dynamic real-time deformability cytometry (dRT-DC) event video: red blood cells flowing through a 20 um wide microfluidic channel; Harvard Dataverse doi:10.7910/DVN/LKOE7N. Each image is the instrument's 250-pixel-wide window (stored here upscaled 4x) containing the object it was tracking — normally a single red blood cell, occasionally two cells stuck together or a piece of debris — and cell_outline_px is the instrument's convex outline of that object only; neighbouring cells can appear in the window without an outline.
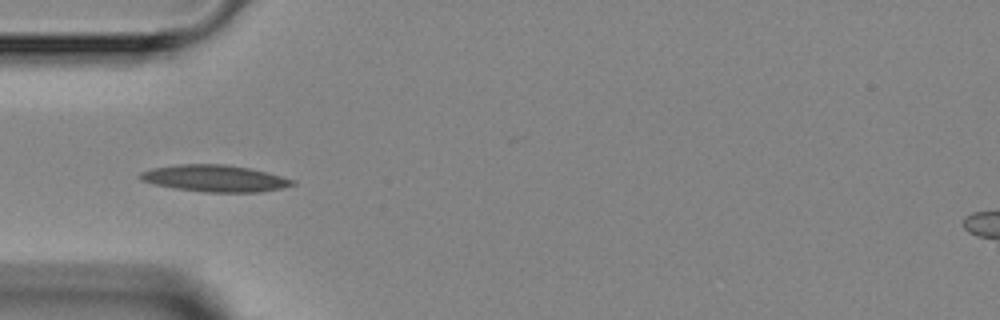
{"species": "Egyptian fruit bat (a non-hibernating species)", "species_latin": "Rousettus aegyptiacus", "temperature_condition": "room temperature", "stored_images_in_passage": 5, "camera_frame_rate_fps": 3000, "um_per_image_px": 0.085, "animal": {"sex": "female"}, "frame": {"image": 1, "passage_image": 4, "time_ms": 3.667, "image_size_px": [1000, 320], "cell_outline_px": [[296, 184], [280, 188], [260, 192], [204, 192], [176, 188], [156, 184], [140, 180], [140, 172], [152, 168], [176, 164], [224, 164], [248, 168], [268, 172], [296, 180]], "centroid_in_image_um": [18.28, 15.15], "position_along_channel_um": 66.7, "area_um2": 23.64}}
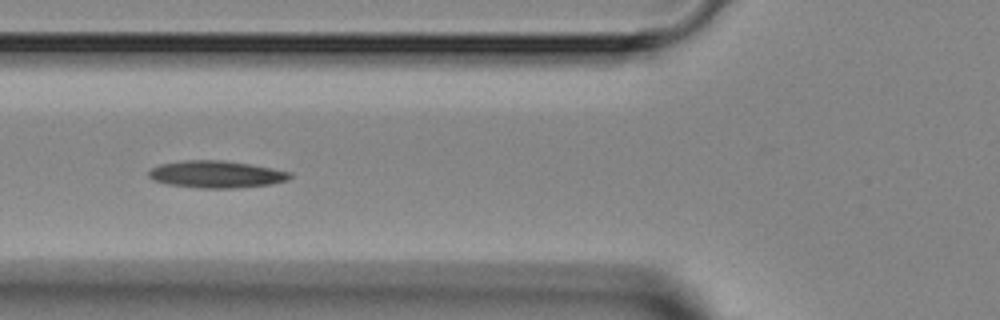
{"frame": {"image": 2, "passage_image": 5, "time_ms": 4.667, "image_size_px": [1000, 320], "cell_outline_px": [[292, 176], [288, 180], [268, 184], [236, 188], [200, 188], [168, 184], [152, 180], [148, 176], [148, 172], [152, 168], [160, 164], [184, 160], [224, 160], [272, 168], [292, 172]], "centroid_in_image_um": [18.37, 14.81], "position_along_channel_um": 107.4, "area_um2": 22.25}}